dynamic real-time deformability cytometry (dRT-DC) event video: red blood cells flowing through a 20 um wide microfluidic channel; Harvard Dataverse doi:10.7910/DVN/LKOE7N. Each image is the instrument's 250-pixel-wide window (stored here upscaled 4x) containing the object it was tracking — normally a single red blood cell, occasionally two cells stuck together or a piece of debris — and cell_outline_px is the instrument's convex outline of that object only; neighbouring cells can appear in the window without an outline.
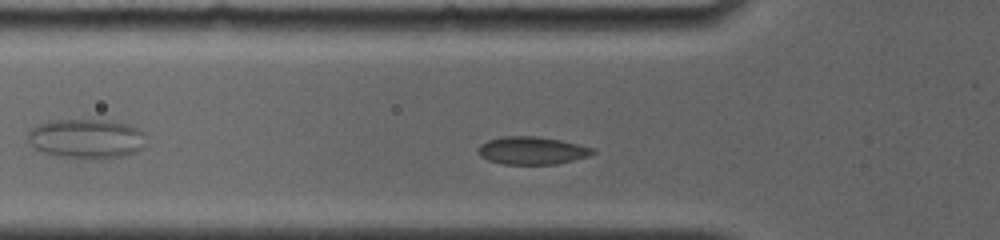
{"species": "common noctule bat (a hibernating species)", "species_latin": "Nyctalus noctula", "temperature_condition": "room temperature", "stored_images_in_passage": 45, "camera_frame_rate_fps": 4000, "um_per_image_px": 0.085, "animal": {"sex": "female", "body_mass_g": 19.0, "forearm_length_mm": 56.7}, "frame": {"image": 1, "passage_image": 8, "time_ms": 1.75, "image_size_px": [1000, 240], "cell_outline_px": [[596, 152], [588, 156], [556, 164], [500, 164], [488, 160], [480, 156], [476, 152], [480, 144], [488, 140], [500, 136], [536, 136], [560, 140], [580, 144], [596, 148]], "centroid_in_image_um": [45.2, 12.79], "position_along_channel_um": 80.6, "area_um2": 18.73}}
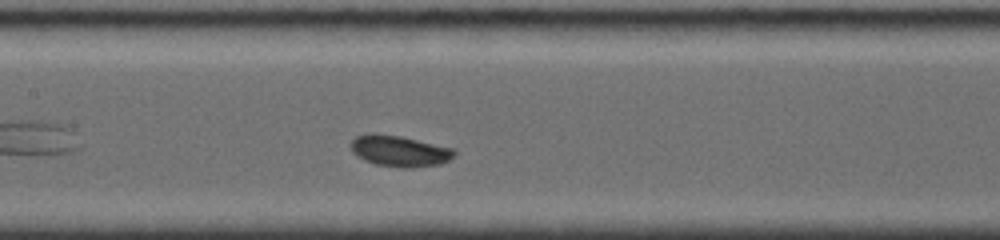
{"frame": {"image": 2, "passage_image": 18, "time_ms": 4.25, "image_size_px": [1000, 240], "cell_outline_px": [[456, 152], [448, 160], [440, 164], [408, 168], [404, 168], [376, 164], [364, 160], [356, 156], [352, 152], [348, 144], [356, 136], [372, 132], [400, 136], [456, 148]], "centroid_in_image_um": [33.92, 12.82], "position_along_channel_um": 173.5, "area_um2": 18.96}}
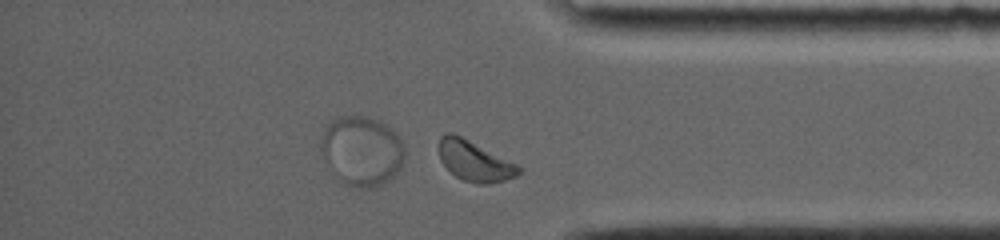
{"frame": {"image": 3, "passage_image": 43, "time_ms": 10.25, "image_size_px": [1000, 240], "cell_outline_px": [[520, 172], [516, 176], [504, 180], [488, 184], [480, 184], [464, 180], [456, 176], [440, 160], [440, 136], [444, 132], [452, 132], [516, 164], [520, 168]], "centroid_in_image_um": [40.31, 13.68], "position_along_channel_um": 394.9, "area_um2": 18.15}}